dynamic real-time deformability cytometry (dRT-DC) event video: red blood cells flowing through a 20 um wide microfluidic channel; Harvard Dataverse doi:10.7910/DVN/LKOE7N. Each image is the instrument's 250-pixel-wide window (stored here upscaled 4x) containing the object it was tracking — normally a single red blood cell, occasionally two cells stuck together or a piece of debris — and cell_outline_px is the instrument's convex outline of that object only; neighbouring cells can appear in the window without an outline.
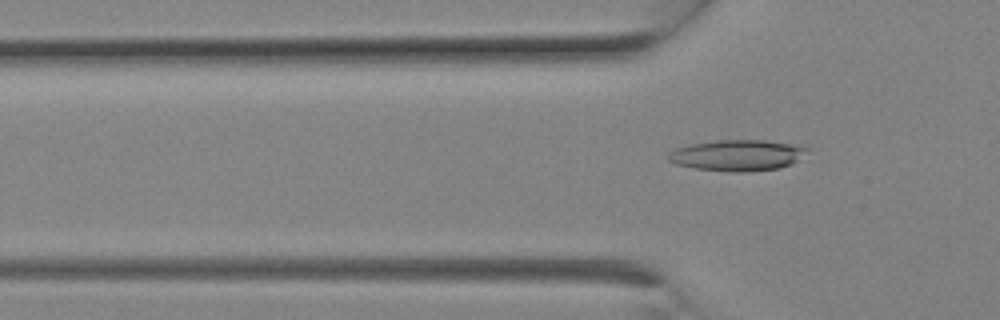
{"species": "Egyptian fruit bat (a non-hibernating species)", "species_latin": "Rousettus aegyptiacus", "temperature_condition": "room temperature", "stored_images_in_passage": 3, "camera_frame_rate_fps": 3000, "um_per_image_px": 0.085, "animal": {"sex": "female"}, "frame": {"image": 1, "passage_image": 3, "time_ms": 0.667, "image_size_px": [1000, 320], "cell_outline_px": [[812, 148], [792, 164], [780, 168], [744, 172], [732, 172], [696, 168], [676, 164], [668, 160], [668, 152], [676, 148], [688, 144], [716, 140], [764, 140], [800, 144]], "centroid_in_image_um": [62.72, 13.18], "position_along_channel_um": 63.1, "area_um2": 25.43}}